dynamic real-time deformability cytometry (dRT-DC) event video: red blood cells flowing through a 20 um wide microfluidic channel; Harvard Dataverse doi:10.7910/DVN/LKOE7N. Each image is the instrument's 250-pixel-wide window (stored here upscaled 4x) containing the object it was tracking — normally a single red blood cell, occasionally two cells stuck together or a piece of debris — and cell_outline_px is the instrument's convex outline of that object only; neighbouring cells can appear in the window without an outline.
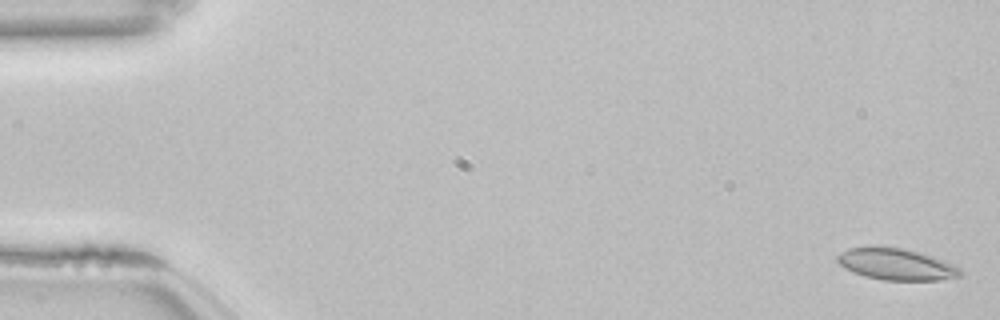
{"species": "common noctule bat (a hibernating species)", "species_latin": "Nyctalus noctula", "temperature_condition": "room temperature", "stored_images_in_passage": 54, "camera_frame_rate_fps": 3000, "um_per_image_px": 0.085, "animal": {"sex": "female", "body_mass_g": 22.7, "forearm_length_mm": 54.2}, "frame": {"image": 1, "passage_image": 2, "time_ms": 0.333, "image_size_px": [1000, 320], "cell_outline_px": [[964, 272], [960, 276], [940, 280], [884, 280], [864, 276], [844, 268], [836, 260], [836, 256], [840, 252], [848, 248], [904, 248], [920, 252], [944, 260], [960, 268]], "centroid_in_image_um": [76.21, 22.48], "position_along_channel_um": 8.8, "area_um2": 22.37}}
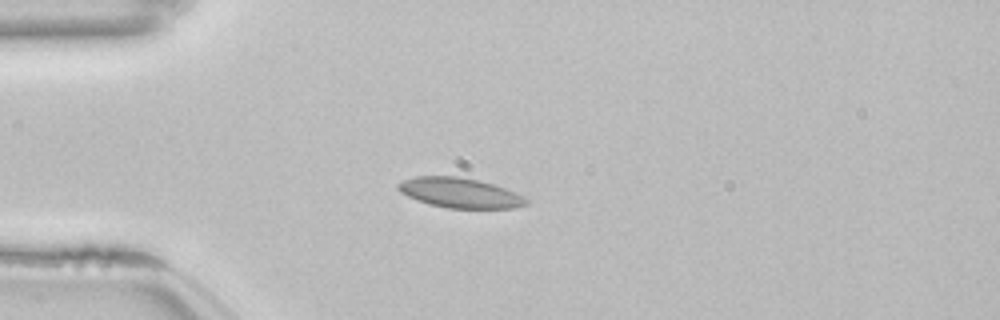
{"frame": {"image": 2, "passage_image": 15, "time_ms": 4.667, "image_size_px": [1000, 320], "cell_outline_px": [[528, 204], [516, 208], [448, 208], [428, 204], [416, 200], [400, 192], [396, 188], [396, 184], [404, 180], [416, 176], [456, 176], [480, 180], [504, 188], [524, 196], [528, 200]], "centroid_in_image_um": [39.07, 16.39], "position_along_channel_um": 45.9, "area_um2": 22.43}}
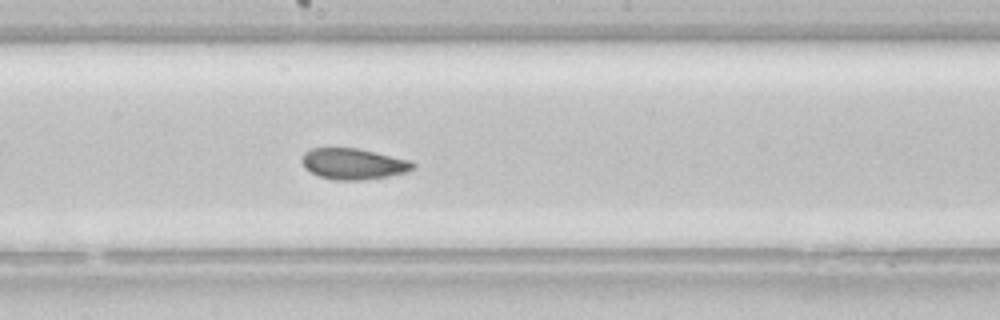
{"frame": {"image": 3, "passage_image": 30, "time_ms": 9.667, "image_size_px": [1000, 320], "cell_outline_px": [[416, 168], [408, 172], [388, 176], [360, 180], [336, 180], [320, 176], [304, 168], [300, 160], [304, 152], [312, 148], [356, 148], [412, 160], [416, 164]], "centroid_in_image_um": [30.06, 13.92], "position_along_channel_um": 218.1, "area_um2": 20.17}, "authors_computed_cell_mechanics": {"area_um2": 21.7906, "velocity_mm_per_s": 3.828, "shape_relaxation_time_tau1_ms": null, "shape_relaxation_time_tau2_ms": 1.7809, "deformation_change_tau1": null, "deformation_change_tau2": 0.0477}}